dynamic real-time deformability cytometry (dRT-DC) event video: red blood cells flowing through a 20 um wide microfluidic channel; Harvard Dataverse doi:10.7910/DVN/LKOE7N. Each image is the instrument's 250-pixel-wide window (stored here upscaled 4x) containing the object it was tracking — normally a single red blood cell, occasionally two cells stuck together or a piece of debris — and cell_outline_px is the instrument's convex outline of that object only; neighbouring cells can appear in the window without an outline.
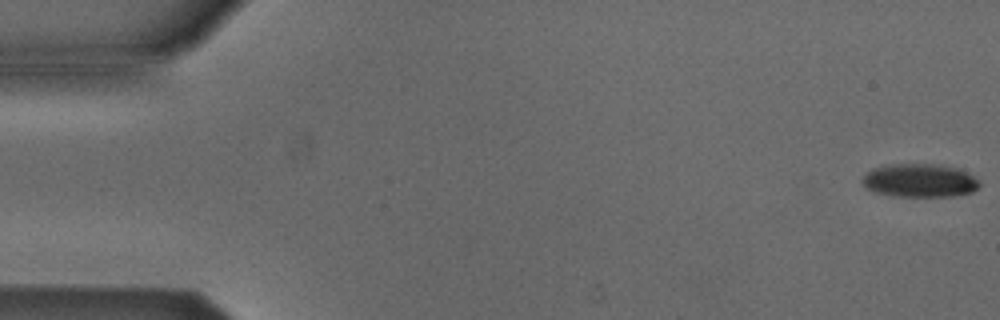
{"species": "Egyptian fruit bat (a non-hibernating species)", "species_latin": "Rousettus aegyptiacus", "temperature_condition": "cold", "stored_images_in_passage": 4, "camera_frame_rate_fps": 3000, "um_per_image_px": 0.085, "animal": {"sex": "male"}, "frame": {"image": 1, "passage_image": 1, "time_ms": 0.0, "image_size_px": [1000, 320], "cell_outline_px": [[980, 184], [972, 192], [952, 196], [892, 196], [876, 192], [868, 188], [860, 180], [872, 168], [888, 164], [940, 164], [956, 168], [980, 180]], "centroid_in_image_um": [78.16, 15.34], "position_along_channel_um": 6.8, "area_um2": 22.66}}
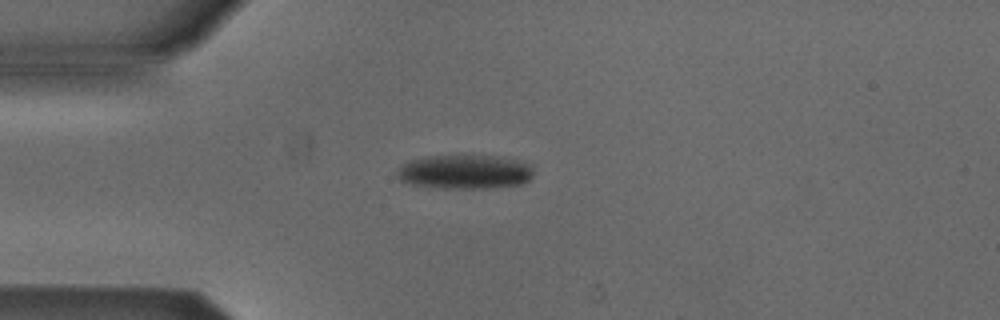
{"frame": {"image": 2, "passage_image": 4, "time_ms": 4.333, "image_size_px": [1000, 320], "cell_outline_px": [[532, 176], [524, 184], [488, 188], [444, 188], [412, 184], [400, 180], [396, 176], [396, 172], [400, 164], [424, 156], [472, 152], [500, 156], [532, 164]], "centroid_in_image_um": [39.51, 14.55], "position_along_channel_um": 45.5, "area_um2": 28.32}}